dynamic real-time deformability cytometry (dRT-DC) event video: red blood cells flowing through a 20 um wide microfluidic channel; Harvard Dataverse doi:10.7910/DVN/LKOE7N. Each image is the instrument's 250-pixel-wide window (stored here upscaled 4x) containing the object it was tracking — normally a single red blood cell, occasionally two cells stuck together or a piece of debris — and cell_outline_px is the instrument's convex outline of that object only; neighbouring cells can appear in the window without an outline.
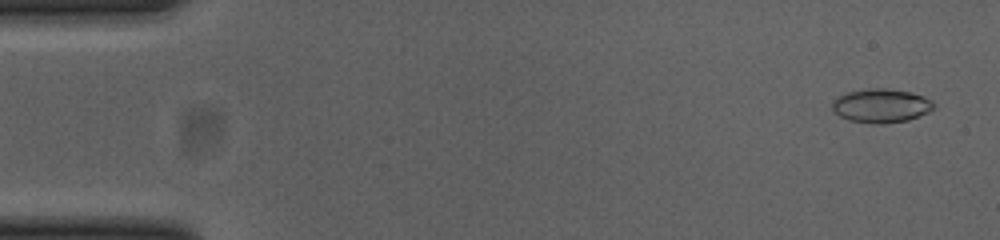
{"species": "common noctule bat (a hibernating species)", "species_latin": "Nyctalus noctula", "temperature_condition": "cold", "stored_images_in_passage": 53, "camera_frame_rate_fps": 3000, "um_per_image_px": 0.085, "animal": {"sex": "female", "body_mass_g": 23.0, "forearm_length_mm": 53.4}, "frame": {"image": 1, "passage_image": 3, "time_ms": 0.667, "image_size_px": [1000, 240], "cell_outline_px": [[936, 108], [928, 112], [908, 120], [880, 124], [876, 124], [848, 120], [840, 116], [832, 108], [832, 104], [840, 96], [848, 92], [868, 88], [884, 88], [912, 92], [924, 96], [932, 100], [936, 104]], "centroid_in_image_um": [74.96, 8.98], "position_along_channel_um": 10.0, "area_um2": 20.0}}
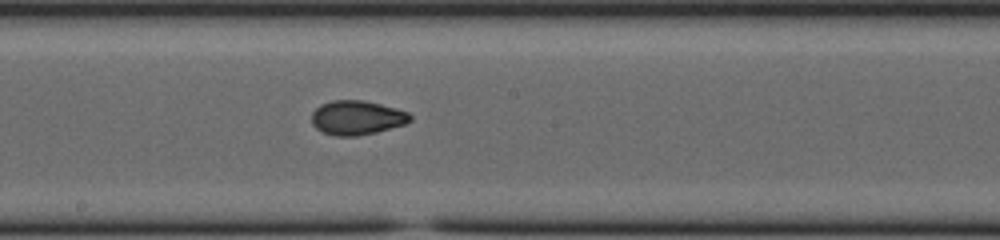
{"frame": {"image": 2, "passage_image": 29, "time_ms": 9.333, "image_size_px": [1000, 240], "cell_outline_px": [[412, 120], [404, 124], [376, 132], [356, 136], [336, 136], [324, 132], [316, 128], [312, 124], [312, 112], [320, 104], [332, 100], [364, 100], [396, 108], [408, 112], [412, 116]], "centroid_in_image_um": [30.33, 9.99], "position_along_channel_um": 217.9, "area_um2": 19.65}}
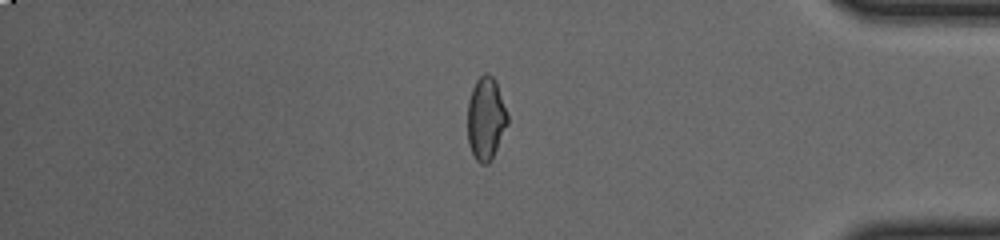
{"frame": {"image": 3, "passage_image": 45, "time_ms": 14.667, "image_size_px": [1000, 240], "cell_outline_px": [[508, 124], [492, 160], [488, 164], [480, 164], [476, 160], [468, 144], [468, 100], [472, 88], [476, 80], [484, 72], [488, 72], [496, 80], [508, 116]], "centroid_in_image_um": [41.3, 10.08], "position_along_channel_um": 393.9, "area_um2": 19.54}, "authors_computed_cell_mechanics": {"area_um2": 19.5364, "velocity_mm_per_s": 3.8741, "shape_relaxation_time_tau1_ms": 5.6778, "shape_relaxation_time_tau2_ms": 1.3911, "deformation_change_tau1": 0.1544, "deformation_change_tau2": 0.049}}